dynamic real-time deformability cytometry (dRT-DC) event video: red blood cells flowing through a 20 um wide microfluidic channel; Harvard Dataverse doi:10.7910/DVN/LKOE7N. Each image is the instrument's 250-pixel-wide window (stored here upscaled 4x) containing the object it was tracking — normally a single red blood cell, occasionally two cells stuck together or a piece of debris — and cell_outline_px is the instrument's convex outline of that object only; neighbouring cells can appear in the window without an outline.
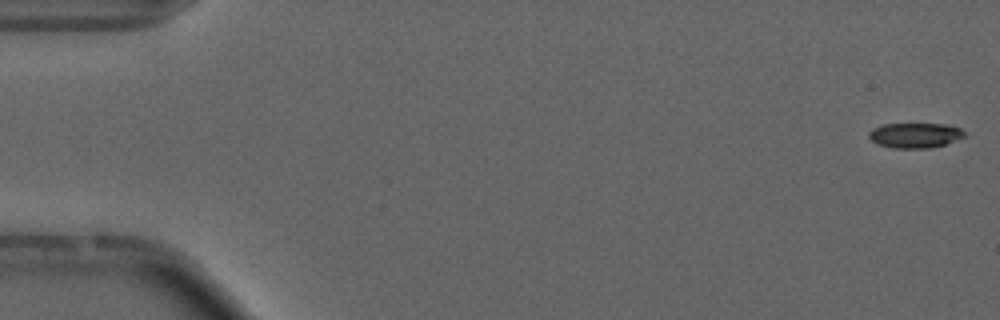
{"species": "common noctule bat (a hibernating species)", "species_latin": "Nyctalus noctula", "temperature_condition": "cold", "stored_images_in_passage": 55, "camera_frame_rate_fps": 3000, "um_per_image_px": 0.085, "animal": {"sex": "male", "forearm_length_mm": 52.5}, "frame": {"image": 1, "passage_image": 1, "time_ms": 0.0, "image_size_px": [1000, 320], "cell_outline_px": [[964, 136], [944, 144], [928, 148], [892, 148], [876, 144], [868, 136], [868, 132], [872, 128], [884, 124], [944, 124], [960, 128], [964, 132]], "centroid_in_image_um": [77.71, 11.5], "position_along_channel_um": 7.3, "area_um2": 13.81}}
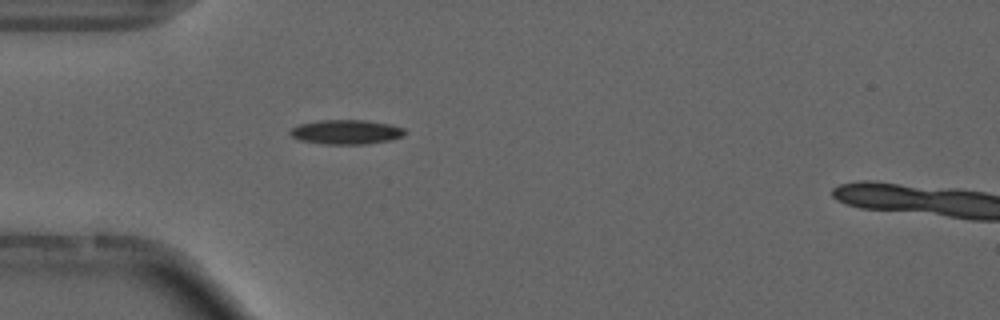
{"frame": {"image": 2, "passage_image": 16, "time_ms": 5.0, "image_size_px": [1000, 320], "cell_outline_px": [[404, 132], [400, 136], [388, 140], [368, 144], [324, 144], [300, 140], [292, 136], [288, 132], [292, 128], [300, 124], [320, 120], [368, 120], [388, 124], [404, 128]], "centroid_in_image_um": [29.38, 11.21], "position_along_channel_um": 55.6, "area_um2": 16.13}}
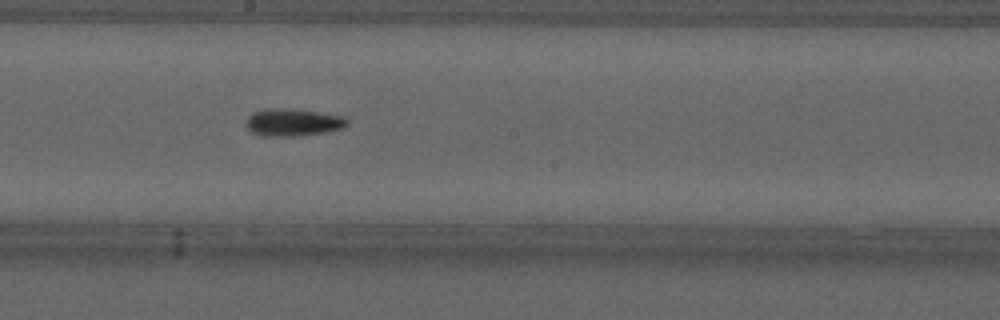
{"frame": {"image": 3, "passage_image": 30, "time_ms": 9.667, "image_size_px": [1000, 320], "cell_outline_px": [[348, 124], [344, 128], [324, 132], [292, 136], [264, 136], [252, 132], [244, 124], [248, 116], [252, 112], [268, 108], [284, 108], [316, 112], [344, 116], [348, 120]], "centroid_in_image_um": [24.87, 10.39], "position_along_channel_um": 223.3, "area_um2": 16.07}}